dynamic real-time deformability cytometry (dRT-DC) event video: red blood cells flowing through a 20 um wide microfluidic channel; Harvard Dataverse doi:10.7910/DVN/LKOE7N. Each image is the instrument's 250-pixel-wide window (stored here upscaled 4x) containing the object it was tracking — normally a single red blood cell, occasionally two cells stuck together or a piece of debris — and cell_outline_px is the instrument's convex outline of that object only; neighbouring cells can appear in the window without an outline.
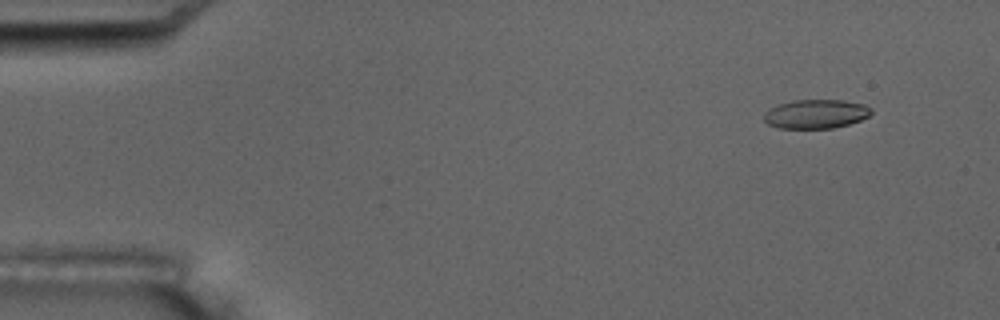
{"species": "common noctule bat (a hibernating species)", "species_latin": "Nyctalus noctula", "temperature_condition": "room temperature", "stored_images_in_passage": 10, "camera_frame_rate_fps": 3000, "um_per_image_px": 0.085, "animal": {"sex": "male", "body_mass_g": 17.5, "forearm_length_mm": 52.3}, "frame": {"image": 1, "passage_image": 2, "time_ms": 1.333, "image_size_px": [1000, 320], "cell_outline_px": [[872, 112], [868, 116], [860, 120], [848, 124], [832, 128], [780, 128], [768, 124], [764, 120], [764, 112], [776, 104], [792, 100], [844, 100], [864, 104], [872, 108]], "centroid_in_image_um": [69.33, 9.67], "position_along_channel_um": 15.7, "area_um2": 18.21}}
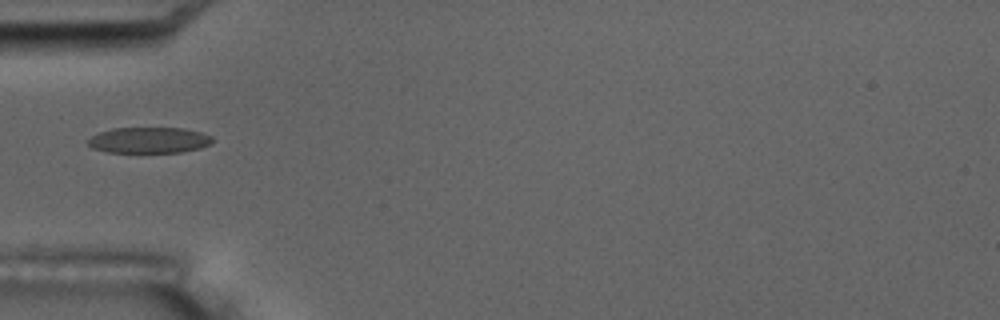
{"frame": {"image": 2, "passage_image": 6, "time_ms": 6.0, "image_size_px": [1000, 320], "cell_outline_px": [[212, 144], [200, 148], [180, 152], [108, 152], [92, 148], [84, 140], [100, 132], [112, 128], [184, 128], [200, 132], [212, 136]], "centroid_in_image_um": [12.65, 11.91], "position_along_channel_um": 72.4, "area_um2": 18.84}}
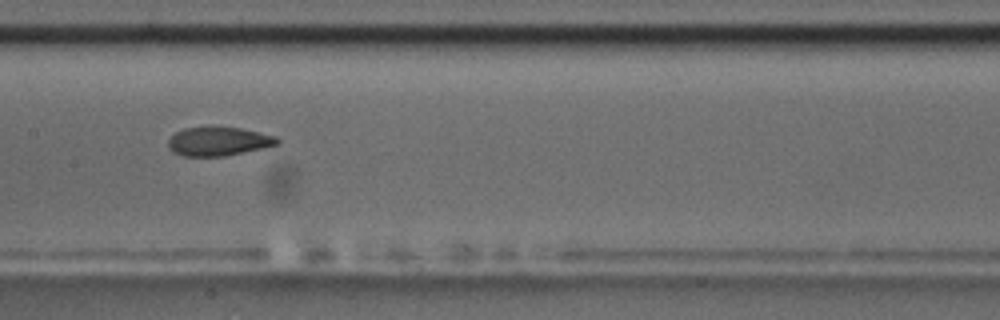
{"frame": {"image": 3, "passage_image": 9, "time_ms": 9.333, "image_size_px": [1000, 320], "cell_outline_px": [[280, 144], [264, 148], [224, 156], [184, 156], [172, 152], [168, 148], [168, 140], [176, 132], [184, 128], [212, 124], [240, 128], [276, 136], [280, 140]], "centroid_in_image_um": [18.56, 11.98], "position_along_channel_um": 188.8, "area_um2": 18.9}}